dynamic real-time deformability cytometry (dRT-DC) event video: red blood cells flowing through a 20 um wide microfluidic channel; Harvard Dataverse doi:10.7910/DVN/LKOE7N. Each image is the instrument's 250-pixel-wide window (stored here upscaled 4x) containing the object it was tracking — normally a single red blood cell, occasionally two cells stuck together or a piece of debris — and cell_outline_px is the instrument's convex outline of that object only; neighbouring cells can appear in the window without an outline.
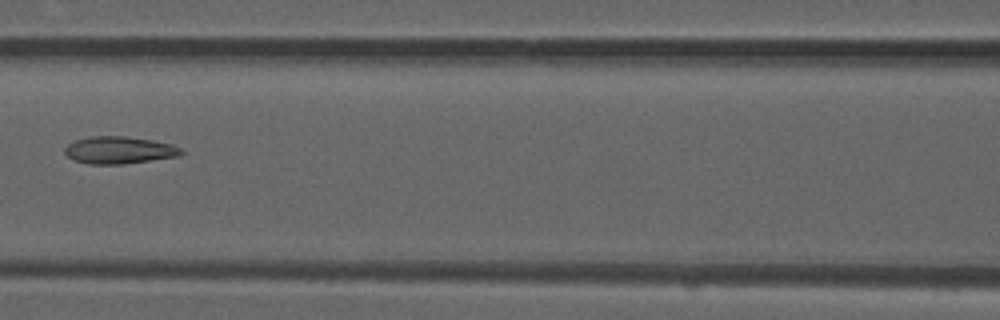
{"species": "common noctule bat (a hibernating species)", "species_latin": "Nyctalus noctula", "temperature_condition": "room temperature", "stored_images_in_passage": 8, "camera_frame_rate_fps": 3000, "um_per_image_px": 0.085, "animal": {"sex": "male", "forearm_length_mm": 52.5}, "frame": {"image": 1, "passage_image": 6, "time_ms": 1.667, "image_size_px": [1000, 320], "cell_outline_px": [[184, 152], [180, 156], [124, 164], [88, 164], [72, 160], [64, 152], [64, 148], [68, 144], [76, 140], [88, 136], [124, 136], [152, 140], [172, 144], [180, 148]], "centroid_in_image_um": [10.12, 12.76], "position_along_channel_um": 156.5, "area_um2": 18.61}}
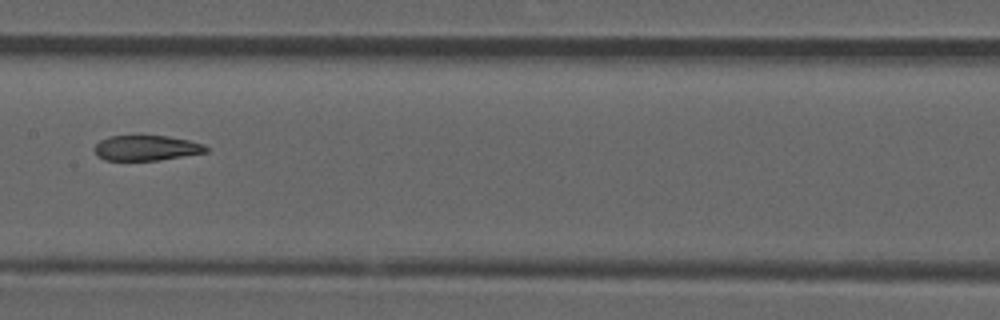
{"frame": {"image": 2, "passage_image": 7, "time_ms": 2.0, "image_size_px": [1000, 320], "cell_outline_px": [[208, 152], [160, 160], [104, 160], [96, 156], [92, 148], [100, 140], [108, 136], [168, 136], [188, 140], [204, 144], [208, 148]], "centroid_in_image_um": [12.41, 12.58], "position_along_channel_um": 195.0, "area_um2": 16.53}}
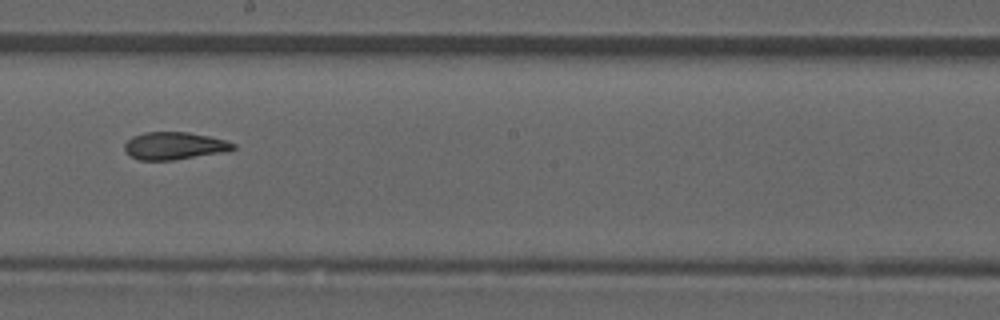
{"frame": {"image": 3, "passage_image": 8, "time_ms": 2.333, "image_size_px": [1000, 320], "cell_outline_px": [[236, 148], [220, 152], [172, 160], [140, 160], [132, 156], [124, 148], [124, 144], [132, 136], [144, 132], [188, 132], [208, 136], [224, 140], [236, 144]], "centroid_in_image_um": [14.79, 12.38], "position_along_channel_um": 233.4, "area_um2": 17.05}}